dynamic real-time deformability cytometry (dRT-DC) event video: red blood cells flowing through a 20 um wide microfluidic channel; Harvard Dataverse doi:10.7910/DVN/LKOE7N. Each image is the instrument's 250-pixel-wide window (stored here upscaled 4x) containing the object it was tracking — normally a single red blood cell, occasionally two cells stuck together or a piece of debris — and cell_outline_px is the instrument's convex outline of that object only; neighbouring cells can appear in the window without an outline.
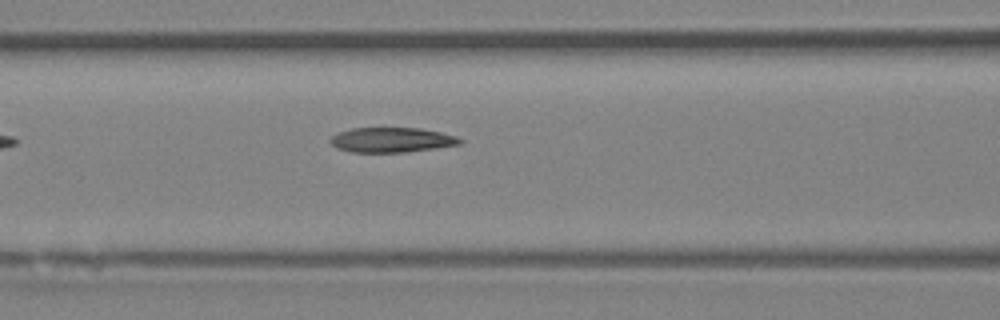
{"species": "Egyptian fruit bat (a non-hibernating species)", "species_latin": "Rousettus aegyptiacus", "temperature_condition": "room temperature", "stored_images_in_passage": 8, "camera_frame_rate_fps": 3000, "um_per_image_px": 0.085, "animal": {"sex": "female"}, "frame": {"image": 1, "passage_image": 8, "time_ms": 2.333, "image_size_px": [1000, 320], "cell_outline_px": [[464, 140], [460, 144], [408, 152], [352, 152], [340, 148], [332, 144], [328, 140], [332, 136], [340, 132], [352, 128], [420, 128], [440, 132], [456, 136]], "centroid_in_image_um": [33.31, 11.89], "position_along_channel_um": 133.3, "area_um2": 18.61}}